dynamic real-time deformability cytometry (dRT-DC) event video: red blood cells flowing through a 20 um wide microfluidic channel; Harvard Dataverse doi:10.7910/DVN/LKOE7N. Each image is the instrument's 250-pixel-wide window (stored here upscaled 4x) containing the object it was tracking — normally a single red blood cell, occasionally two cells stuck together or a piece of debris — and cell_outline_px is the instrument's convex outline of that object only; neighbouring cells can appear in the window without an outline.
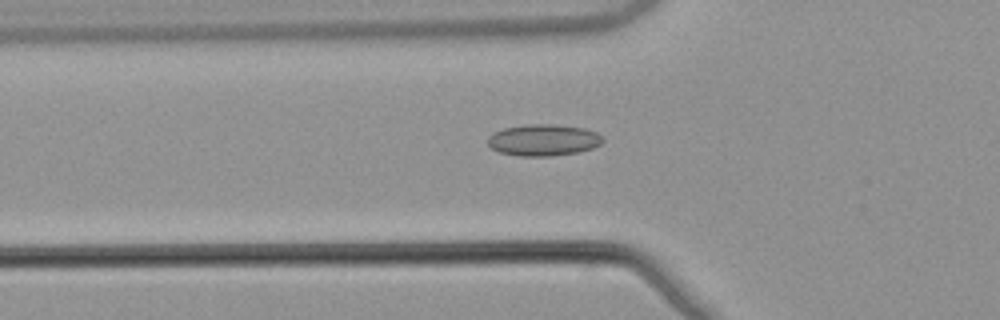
{"species": "common noctule bat (a hibernating species)", "species_latin": "Nyctalus noctula", "temperature_condition": "warm", "stored_images_in_passage": 35, "camera_frame_rate_fps": 3000, "um_per_image_px": 0.085, "animal": {"sex": "male", "body_mass_g": 21.5, "forearm_length_mm": 52.0}, "frame": {"image": 1, "passage_image": 6, "time_ms": 1.667, "image_size_px": [1000, 320], "cell_outline_px": [[604, 140], [600, 144], [592, 148], [576, 152], [548, 156], [520, 156], [500, 152], [492, 148], [488, 144], [488, 136], [492, 132], [504, 128], [524, 124], [556, 124], [584, 128], [596, 132]], "centroid_in_image_um": [46.16, 11.89], "position_along_channel_um": 79.6, "area_um2": 21.1}}
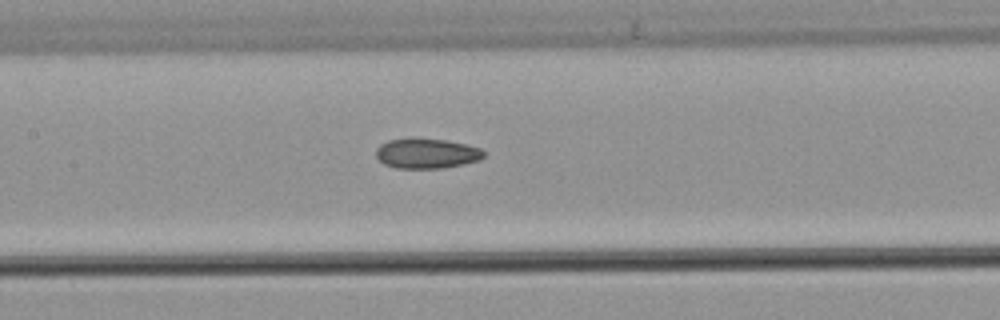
{"frame": {"image": 2, "passage_image": 13, "time_ms": 4.0, "image_size_px": [1000, 320], "cell_outline_px": [[484, 156], [480, 160], [464, 164], [444, 168], [396, 168], [384, 164], [376, 156], [376, 148], [380, 144], [388, 140], [412, 136], [444, 140], [468, 144], [480, 148], [484, 152]], "centroid_in_image_um": [36.25, 13.02], "position_along_channel_um": 171.2, "area_um2": 19.31}}
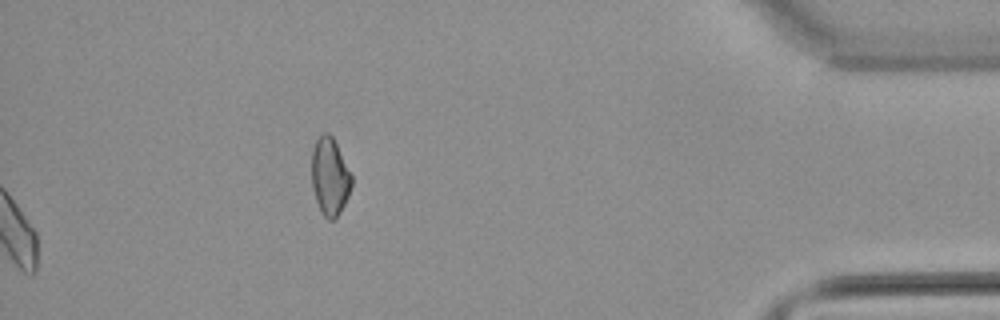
{"frame": {"image": 3, "passage_image": 35, "time_ms": 11.333, "image_size_px": [1000, 320], "cell_outline_px": [[352, 184], [348, 196], [336, 220], [328, 220], [320, 212], [312, 188], [312, 152], [316, 140], [324, 132], [328, 132], [332, 136], [352, 176]], "centroid_in_image_um": [28.03, 15.05], "position_along_channel_um": 407.2, "area_um2": 17.98}, "authors_computed_cell_mechanics": {"area_um2": 19.3052, "velocity_mm_per_s": 3.8908, "shape_relaxation_time_tau1_ms": null, "shape_relaxation_time_tau2_ms": 7.4333, "deformation_change_tau1": null, "deformation_change_tau2": 0.1474}}